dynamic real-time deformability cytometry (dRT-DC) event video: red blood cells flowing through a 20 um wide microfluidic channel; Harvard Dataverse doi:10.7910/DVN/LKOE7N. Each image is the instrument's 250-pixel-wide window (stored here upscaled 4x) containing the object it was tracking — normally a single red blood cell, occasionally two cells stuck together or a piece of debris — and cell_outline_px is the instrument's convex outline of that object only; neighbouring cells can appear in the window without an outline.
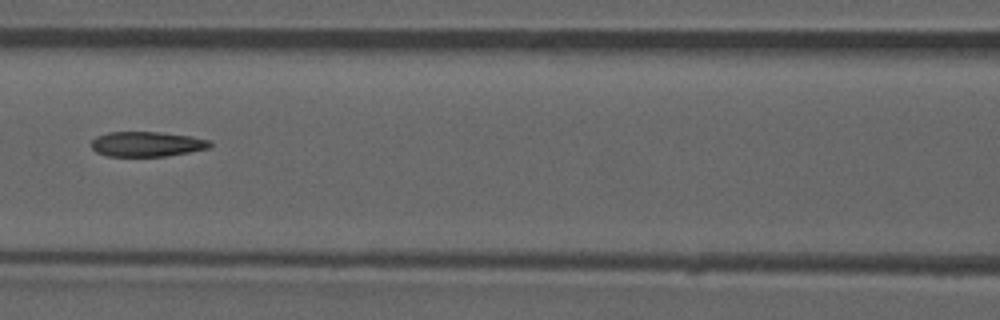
{"species": "common noctule bat (a hibernating species)", "species_latin": "Nyctalus noctula", "temperature_condition": "room temperature", "stored_images_in_passage": 52, "camera_frame_rate_fps": 3000, "um_per_image_px": 0.085, "animal": {"sex": "male", "forearm_length_mm": 52.5}, "frame": {"image": 1, "passage_image": 23, "time_ms": 7.333, "image_size_px": [1000, 320], "cell_outline_px": [[212, 144], [208, 148], [168, 156], [108, 156], [96, 152], [92, 148], [92, 140], [96, 136], [108, 132], [160, 132], [192, 136], [212, 140]], "centroid_in_image_um": [12.5, 12.24], "position_along_channel_um": 154.1, "area_um2": 17.34}, "authors_computed_cell_mechanics": {"area_um2": 18.0336, "velocity_mm_per_s": 3.9649, "shape_relaxation_time_tau1_ms": null, "shape_relaxation_time_tau2_ms": 3.357, "deformation_change_tau1": null, "deformation_change_tau2": 0.1262}}